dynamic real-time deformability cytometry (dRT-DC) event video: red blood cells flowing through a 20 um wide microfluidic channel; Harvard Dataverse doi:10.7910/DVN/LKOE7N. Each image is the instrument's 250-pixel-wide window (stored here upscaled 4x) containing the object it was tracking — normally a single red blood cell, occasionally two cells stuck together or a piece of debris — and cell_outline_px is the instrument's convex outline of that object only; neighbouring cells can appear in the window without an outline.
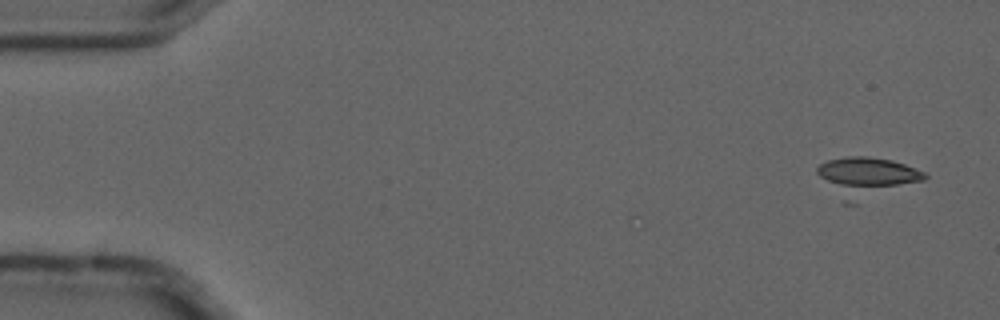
{"species": "common noctule bat (a hibernating species)", "species_latin": "Nyctalus noctula", "temperature_condition": "cold", "stored_images_in_passage": 4, "camera_frame_rate_fps": 3000, "um_per_image_px": 0.085, "animal": {"sex": "male", "forearm_length_mm": 52.5}, "frame": {"image": 1, "passage_image": 1, "time_ms": 0.0, "image_size_px": [1000, 320], "cell_outline_px": [[928, 176], [924, 180], [856, 204], [844, 204], [816, 172], [816, 168], [820, 164], [828, 160], [844, 156], [868, 156], [892, 160], [904, 164], [924, 172]], "centroid_in_image_um": [73.64, 15.06], "position_along_channel_um": 11.4, "area_um2": 24.97}}